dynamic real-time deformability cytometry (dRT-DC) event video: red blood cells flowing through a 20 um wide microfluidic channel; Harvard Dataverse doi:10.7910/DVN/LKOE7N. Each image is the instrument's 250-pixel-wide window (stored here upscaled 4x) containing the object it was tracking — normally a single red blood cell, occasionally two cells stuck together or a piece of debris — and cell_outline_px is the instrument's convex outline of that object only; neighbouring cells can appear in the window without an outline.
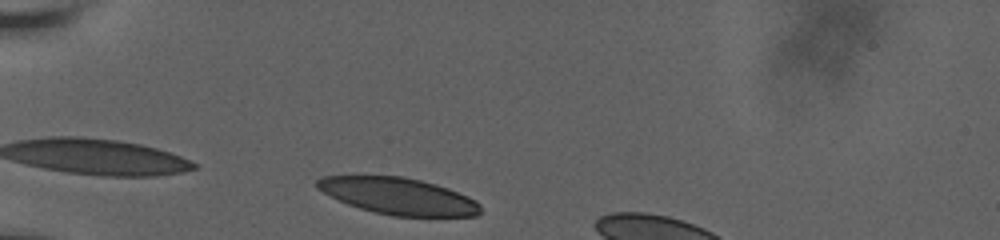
{"species": "human", "species_latin": "Homo sapiens", "temperature_condition": "room temperature", "stored_images_in_passage": 3, "camera_frame_rate_fps": 3000, "um_per_image_px": 0.085, "donor": {"sex": "male"}, "frame": {"image": 1, "passage_image": 1, "time_ms": 0.0, "image_size_px": [1000, 240], "cell_outline_px": [[484, 212], [476, 216], [392, 216], [360, 208], [348, 204], [316, 188], [316, 180], [320, 176], [404, 176], [436, 184], [448, 188], [468, 196], [476, 200], [480, 204]], "centroid_in_image_um": [33.91, 16.67], "position_along_channel_um": 51.1, "area_um2": 34.91}}